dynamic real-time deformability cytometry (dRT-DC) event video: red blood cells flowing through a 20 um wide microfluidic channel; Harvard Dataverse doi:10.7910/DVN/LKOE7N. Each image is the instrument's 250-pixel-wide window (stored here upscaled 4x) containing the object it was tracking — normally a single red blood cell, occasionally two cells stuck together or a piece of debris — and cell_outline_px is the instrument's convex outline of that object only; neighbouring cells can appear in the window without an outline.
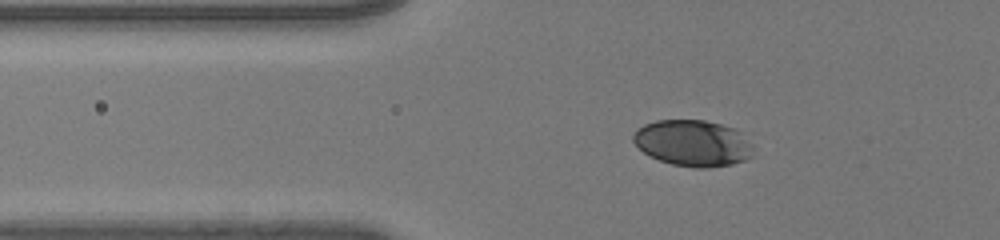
{"species": "human", "species_latin": "Homo sapiens", "temperature_condition": "room temperature", "stored_images_in_passage": 60, "segment_of_instrument_passage": [1, 2], "camera_frame_rate_fps": 3000, "um_per_image_px": 0.085, "donor": {"sex": "male"}, "frame": {"image": 1, "passage_image": 26, "time_ms": 8.333, "image_size_px": [1000, 240], "cell_outline_px": [[752, 156], [744, 160], [732, 164], [708, 168], [696, 168], [672, 164], [660, 160], [644, 152], [632, 140], [632, 136], [644, 124], [656, 120], [704, 120], [736, 128], [752, 144]], "centroid_in_image_um": [58.92, 12.16], "position_along_channel_um": 66.9, "area_um2": 32.19}}
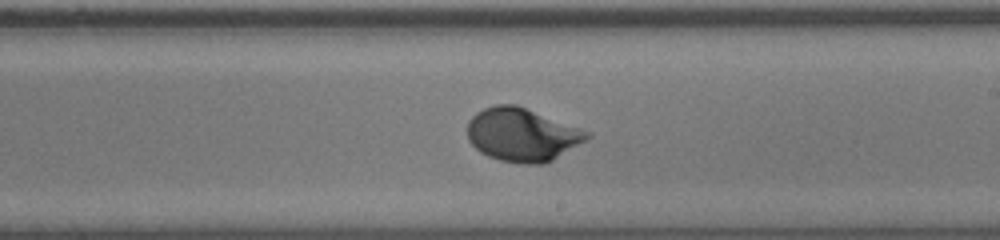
{"frame": {"image": 2, "passage_image": 41, "time_ms": 13.333, "image_size_px": [1000, 240], "cell_outline_px": [[592, 136], [552, 160], [544, 164], [520, 164], [500, 160], [488, 156], [480, 152], [468, 140], [468, 120], [476, 112], [484, 108], [496, 104], [516, 104], [592, 132]], "centroid_in_image_um": [44.38, 11.44], "position_along_channel_um": 244.6, "area_um2": 37.17}}
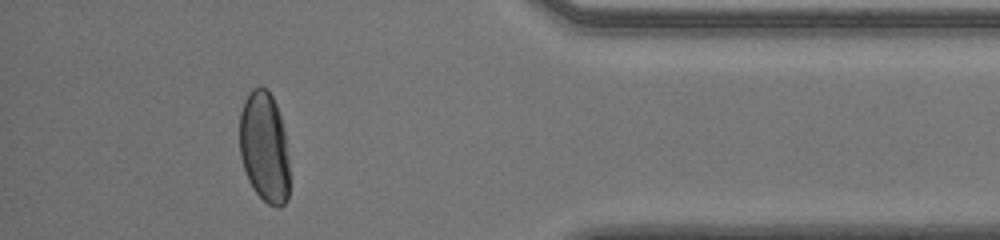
{"frame": {"image": 3, "passage_image": 55, "time_ms": 18.0, "image_size_px": [1000, 240], "cell_outline_px": [[288, 200], [280, 208], [276, 208], [268, 204], [252, 188], [248, 180], [240, 156], [240, 112], [244, 100], [248, 92], [252, 88], [268, 88], [280, 112], [284, 132], [288, 160]], "centroid_in_image_um": [22.46, 12.51], "position_along_channel_um": 412.7, "area_um2": 32.37}}